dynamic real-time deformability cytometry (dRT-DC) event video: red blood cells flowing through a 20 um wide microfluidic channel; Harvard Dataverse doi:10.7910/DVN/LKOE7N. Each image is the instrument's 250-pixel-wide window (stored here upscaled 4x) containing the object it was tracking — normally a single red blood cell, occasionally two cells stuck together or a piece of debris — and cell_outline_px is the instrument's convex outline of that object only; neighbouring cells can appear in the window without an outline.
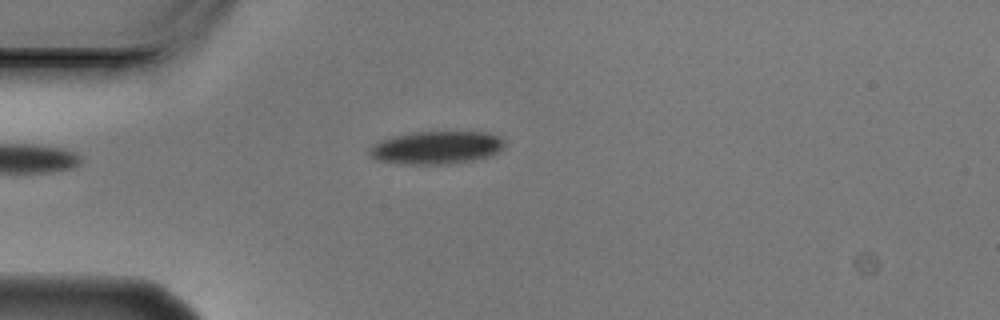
{"species": "Egyptian fruit bat (a non-hibernating species)", "species_latin": "Rousettus aegyptiacus", "temperature_condition": "cold", "stored_images_in_passage": 1, "camera_frame_rate_fps": 3000, "um_per_image_px": 0.085, "animal": {"sex": "male"}, "frame": {"image": 1, "passage_image": 1, "time_ms": 0.0, "image_size_px": [1000, 320], "cell_outline_px": [[504, 148], [500, 152], [488, 156], [472, 160], [448, 164], [400, 164], [380, 160], [372, 156], [368, 152], [368, 148], [380, 140], [392, 136], [412, 132], [488, 132], [500, 136], [504, 140]], "centroid_in_image_um": [37.11, 12.54], "position_along_channel_um": 47.9, "area_um2": 26.01}}